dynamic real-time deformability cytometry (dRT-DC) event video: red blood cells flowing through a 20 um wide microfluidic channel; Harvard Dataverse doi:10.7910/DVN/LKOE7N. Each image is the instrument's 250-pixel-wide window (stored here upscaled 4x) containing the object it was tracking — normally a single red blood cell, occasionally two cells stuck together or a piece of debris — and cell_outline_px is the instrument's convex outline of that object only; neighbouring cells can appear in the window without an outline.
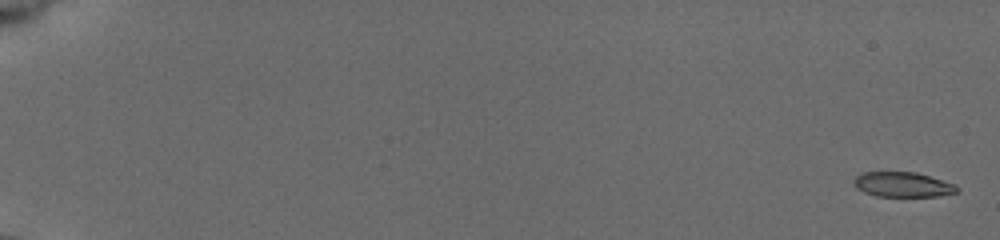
{"species": "common noctule bat (a hibernating species)", "species_latin": "Nyctalus noctula", "temperature_condition": "cold", "stored_images_in_passage": 12, "camera_frame_rate_fps": 3000, "um_per_image_px": 0.085, "animal": {"sex": "female", "body_mass_g": 19.5, "forearm_length_mm": 54.1}, "frame": {"image": 1, "passage_image": 1, "time_ms": 0.0, "image_size_px": [1000, 240], "cell_outline_px": [[960, 192], [940, 196], [876, 196], [864, 192], [856, 188], [852, 184], [852, 180], [860, 172], [916, 172], [956, 184], [960, 188]], "centroid_in_image_um": [76.74, 15.68], "position_along_channel_um": 8.3, "area_um2": 15.26}}
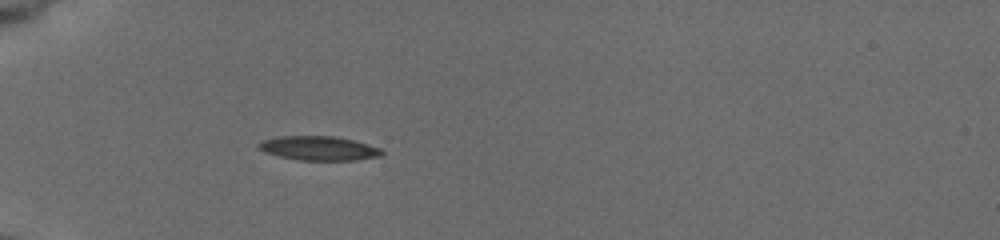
{"frame": {"image": 2, "passage_image": 12, "time_ms": 6.333, "image_size_px": [1000, 240], "cell_outline_px": [[384, 152], [380, 156], [356, 160], [300, 160], [280, 156], [264, 152], [256, 144], [260, 140], [276, 136], [336, 136], [368, 144], [380, 148]], "centroid_in_image_um": [27.07, 12.59], "position_along_channel_um": 57.9, "area_um2": 17.4}}